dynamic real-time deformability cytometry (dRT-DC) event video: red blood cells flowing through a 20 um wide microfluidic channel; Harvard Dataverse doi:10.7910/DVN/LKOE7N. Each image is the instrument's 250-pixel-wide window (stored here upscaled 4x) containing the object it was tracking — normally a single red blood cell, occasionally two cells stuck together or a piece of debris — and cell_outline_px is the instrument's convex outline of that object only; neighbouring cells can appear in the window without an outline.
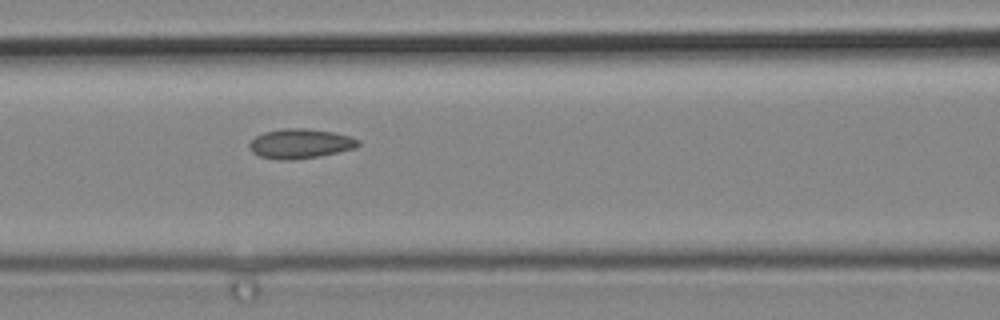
{"species": "common noctule bat (a hibernating species)", "species_latin": "Nyctalus noctula", "temperature_condition": "cold", "stored_images_in_passage": 3, "camera_frame_rate_fps": 3000, "um_per_image_px": 0.085, "animal": {"sex": "male", "body_mass_g": 19.2, "forearm_length_mm": 51.8}, "frame": {"image": 1, "passage_image": 3, "time_ms": 0.667, "image_size_px": [1000, 320], "cell_outline_px": [[360, 144], [356, 148], [320, 156], [292, 160], [280, 160], [260, 156], [252, 152], [248, 144], [256, 136], [264, 132], [284, 128], [308, 128], [332, 132], [352, 136], [360, 140]], "centroid_in_image_um": [25.55, 12.2], "position_along_channel_um": 141.1, "area_um2": 18.9}}